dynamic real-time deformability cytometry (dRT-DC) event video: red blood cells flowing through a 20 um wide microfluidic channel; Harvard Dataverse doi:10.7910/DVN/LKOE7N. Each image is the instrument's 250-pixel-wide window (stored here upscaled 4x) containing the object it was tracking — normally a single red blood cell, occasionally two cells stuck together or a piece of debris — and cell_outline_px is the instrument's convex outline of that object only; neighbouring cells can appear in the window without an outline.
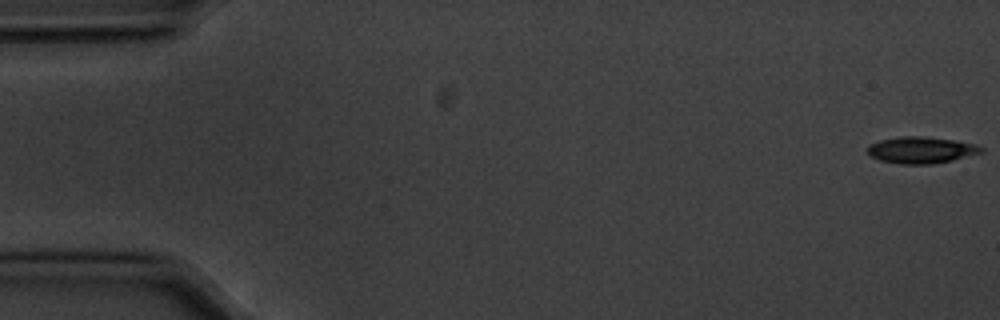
{"species": "common noctule bat (a hibernating species)", "species_latin": "Nyctalus noctula", "temperature_condition": "cold", "stored_images_in_passage": 54, "camera_frame_rate_fps": 3000, "um_per_image_px": 0.085, "animal": {"sex": "male", "body_mass_g": 20.1, "forearm_length_mm": 53.5}, "frame": {"image": 1, "passage_image": 1, "time_ms": 0.0, "image_size_px": [1000, 320], "cell_outline_px": [[984, 152], [952, 160], [932, 164], [900, 164], [880, 160], [872, 156], [868, 152], [868, 144], [880, 140], [900, 136], [920, 136], [952, 140], [976, 144], [984, 148]], "centroid_in_image_um": [78.3, 12.75], "position_along_channel_um": 6.7, "area_um2": 17.51}}
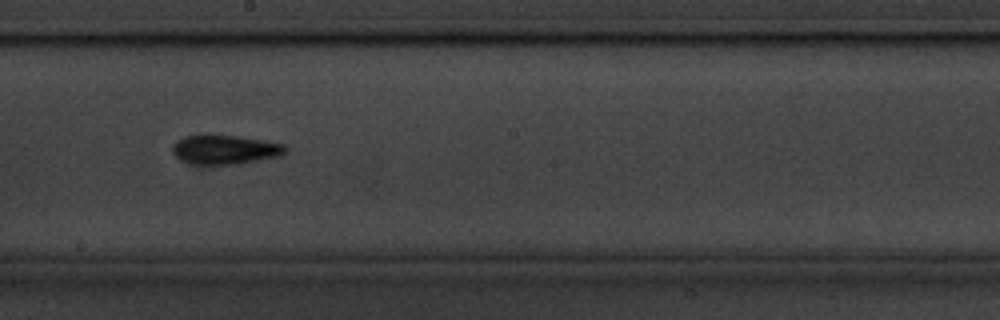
{"frame": {"image": 2, "passage_image": 31, "time_ms": 10.0, "image_size_px": [1000, 320], "cell_outline_px": [[288, 152], [280, 156], [240, 164], [192, 164], [180, 160], [172, 152], [172, 144], [176, 140], [184, 136], [200, 132], [208, 132], [264, 140], [284, 144], [288, 148]], "centroid_in_image_um": [19.09, 12.67], "position_along_channel_um": 229.1, "area_um2": 20.11}, "authors_computed_cell_mechanics": {"area_um2": 17.8024, "velocity_mm_per_s": 3.579, "shape_relaxation_time_tau1_ms": 2.912, "shape_relaxation_time_tau2_ms": null, "deformation_change_tau1": 0.1599, "deformation_change_tau2": null}}